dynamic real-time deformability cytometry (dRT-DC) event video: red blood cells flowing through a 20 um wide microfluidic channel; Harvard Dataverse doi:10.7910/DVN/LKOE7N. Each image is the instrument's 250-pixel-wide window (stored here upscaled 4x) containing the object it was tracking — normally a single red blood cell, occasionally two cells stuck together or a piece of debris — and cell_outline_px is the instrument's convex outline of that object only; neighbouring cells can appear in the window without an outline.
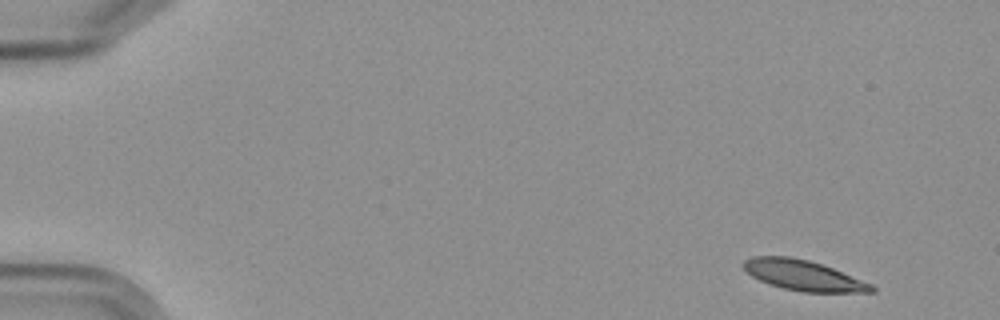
{"species": "Egyptian fruit bat (a non-hibernating species)", "species_latin": "Rousettus aegyptiacus", "temperature_condition": "cold", "stored_images_in_passage": 7, "camera_frame_rate_fps": 3000, "um_per_image_px": 0.085, "frame": {"image": 1, "passage_image": 1, "time_ms": 0.0, "image_size_px": [1000, 320], "cell_outline_px": [[876, 292], [804, 292], [784, 288], [768, 284], [752, 276], [744, 268], [744, 260], [752, 256], [792, 256], [808, 260], [832, 268], [872, 284], [876, 288]], "centroid_in_image_um": [68.29, 23.4], "position_along_channel_um": 16.7, "area_um2": 22.43}}
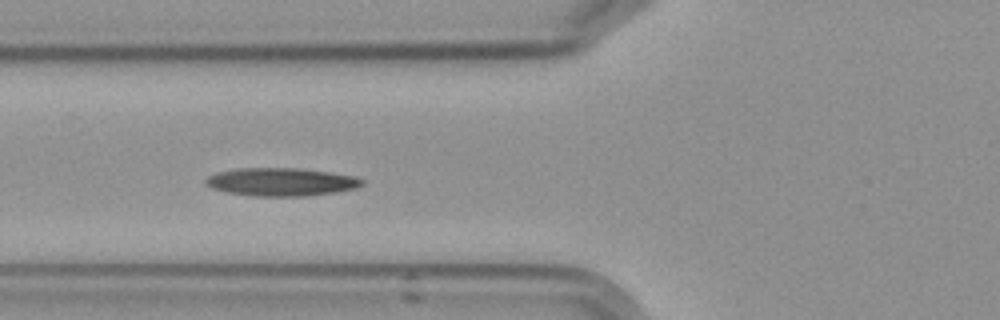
{"frame": {"image": 2, "passage_image": 6, "time_ms": 6.0, "image_size_px": [1000, 320], "cell_outline_px": [[364, 184], [356, 188], [336, 192], [304, 196], [252, 196], [228, 192], [212, 188], [204, 184], [204, 180], [208, 176], [216, 172], [236, 168], [304, 168], [356, 176], [364, 180]], "centroid_in_image_um": [23.9, 15.45], "position_along_channel_um": 101.9, "area_um2": 25.84}}
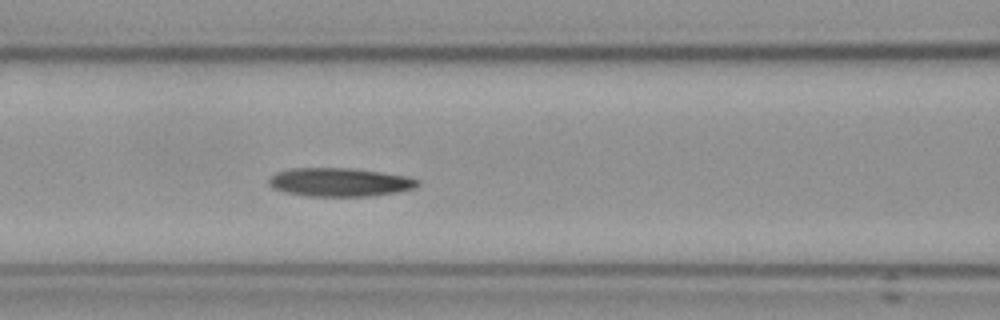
{"frame": {"image": 3, "passage_image": 7, "time_ms": 7.0, "image_size_px": [1000, 320], "cell_outline_px": [[420, 184], [416, 188], [396, 192], [368, 196], [308, 196], [284, 192], [272, 188], [268, 184], [268, 180], [276, 172], [292, 168], [352, 168], [408, 176], [420, 180]], "centroid_in_image_um": [28.88, 15.48], "position_along_channel_um": 137.7, "area_um2": 24.85}}